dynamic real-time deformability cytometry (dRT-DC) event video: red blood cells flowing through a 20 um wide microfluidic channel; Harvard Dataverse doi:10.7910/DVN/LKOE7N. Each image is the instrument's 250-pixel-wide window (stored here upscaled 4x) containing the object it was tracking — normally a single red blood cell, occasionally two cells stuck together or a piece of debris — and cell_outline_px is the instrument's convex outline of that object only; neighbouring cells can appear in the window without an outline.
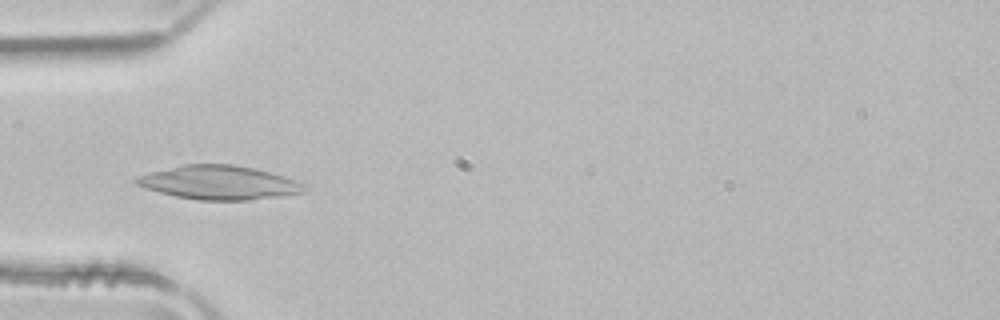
{"species": "common noctule bat (a hibernating species)", "species_latin": "Nyctalus noctula", "temperature_condition": "room temperature", "stored_images_in_passage": 45, "camera_frame_rate_fps": 3000, "um_per_image_px": 0.085, "animal": {"sex": "male", "body_mass_g": 21.5, "forearm_length_mm": 52.0}, "frame": {"image": 1, "passage_image": 13, "time_ms": 4.0, "image_size_px": [1000, 320], "cell_outline_px": [[308, 188], [304, 192], [280, 196], [248, 200], [200, 200], [176, 196], [160, 192], [136, 184], [132, 180], [140, 176], [152, 172], [184, 164], [232, 164], [256, 168], [296, 180], [304, 184]], "centroid_in_image_um": [18.67, 15.52], "position_along_channel_um": 66.3, "area_um2": 32.83}}
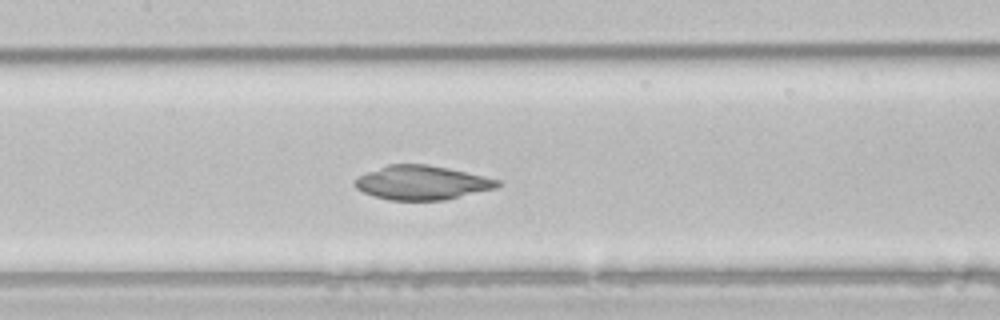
{"frame": {"image": 2, "passage_image": 21, "time_ms": 6.667, "image_size_px": [1000, 320], "cell_outline_px": [[504, 184], [500, 188], [444, 200], [388, 200], [372, 196], [356, 188], [352, 184], [360, 176], [368, 172], [388, 164], [428, 164], [448, 168], [500, 180]], "centroid_in_image_um": [35.91, 15.54], "position_along_channel_um": 171.5, "area_um2": 28.5}}
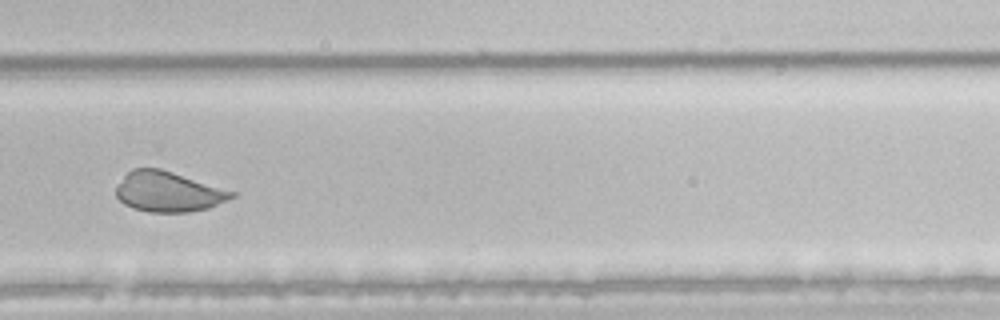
{"frame": {"image": 3, "passage_image": 32, "time_ms": 10.333, "image_size_px": [1000, 320], "cell_outline_px": [[236, 196], [228, 200], [208, 208], [188, 212], [148, 212], [132, 208], [124, 204], [116, 196], [116, 188], [124, 176], [132, 168], [160, 168], [236, 192]], "centroid_in_image_um": [14.3, 16.3], "position_along_channel_um": 315.5, "area_um2": 26.99}, "authors_computed_cell_mechanics": {"area_um2": 28.9578, "velocity_mm_per_s": 3.9473, "shape_relaxation_time_tau1_ms": null, "shape_relaxation_time_tau2_ms": 4.0032, "deformation_change_tau1": null, "deformation_change_tau2": 0.0775}}